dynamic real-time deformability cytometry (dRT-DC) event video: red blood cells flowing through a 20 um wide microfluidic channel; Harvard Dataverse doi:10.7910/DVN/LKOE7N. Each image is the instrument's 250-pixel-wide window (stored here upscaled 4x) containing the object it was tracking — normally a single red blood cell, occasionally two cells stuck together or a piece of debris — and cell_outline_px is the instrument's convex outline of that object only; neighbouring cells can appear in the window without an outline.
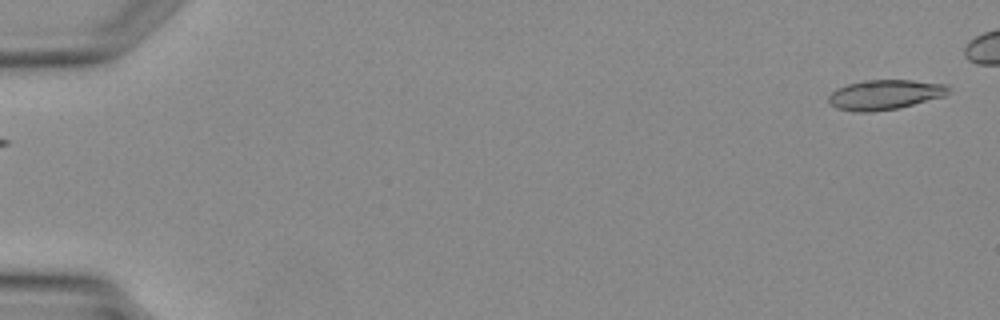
{"species": "Egyptian fruit bat (a non-hibernating species)", "species_latin": "Rousettus aegyptiacus", "temperature_condition": "warm", "stored_images_in_passage": 4, "segment_of_instrument_passage": [2, 2], "camera_frame_rate_fps": 3000, "um_per_image_px": 0.085, "animal": {"sex": "female"}, "frame": {"image": 1, "passage_image": 4, "time_ms": 3.667, "image_size_px": [1000, 320], "cell_outline_px": [[948, 92], [944, 96], [900, 108], [872, 112], [856, 112], [836, 108], [828, 100], [828, 96], [836, 88], [848, 84], [864, 80], [912, 80], [948, 84]], "centroid_in_image_um": [75.21, 8.05], "position_along_channel_um": 9.8, "area_um2": 20.92}}